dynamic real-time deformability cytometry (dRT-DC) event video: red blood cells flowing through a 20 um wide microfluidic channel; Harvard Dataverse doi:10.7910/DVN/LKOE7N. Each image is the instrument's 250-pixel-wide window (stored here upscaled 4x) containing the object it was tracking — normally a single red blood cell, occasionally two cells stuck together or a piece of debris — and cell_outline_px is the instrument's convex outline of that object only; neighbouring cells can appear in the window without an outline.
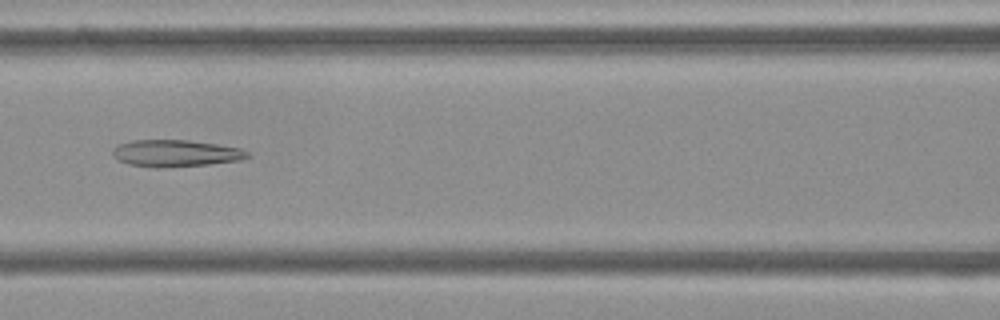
{"species": "Egyptian fruit bat (a non-hibernating species)", "species_latin": "Rousettus aegyptiacus", "temperature_condition": "cold", "stored_images_in_passage": 53, "camera_frame_rate_fps": 3000, "um_per_image_px": 0.085, "frame": {"image": 1, "passage_image": 23, "time_ms": 7.333, "image_size_px": [1000, 320], "cell_outline_px": [[248, 156], [240, 160], [208, 164], [160, 168], [152, 168], [128, 164], [116, 160], [112, 156], [112, 148], [116, 144], [132, 140], [188, 140], [216, 144], [240, 148], [248, 152]], "centroid_in_image_um": [14.83, 13.03], "position_along_channel_um": 151.8, "area_um2": 21.27}}
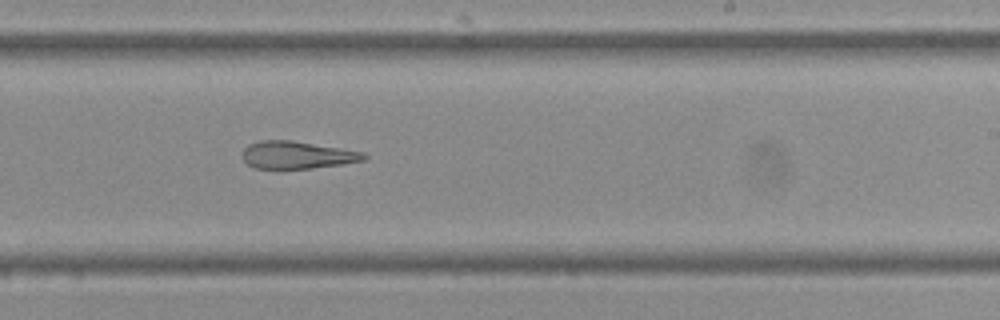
{"frame": {"image": 2, "passage_image": 32, "time_ms": 10.333, "image_size_px": [1000, 320], "cell_outline_px": [[368, 156], [364, 160], [340, 164], [312, 168], [280, 172], [256, 168], [248, 164], [240, 156], [244, 148], [248, 144], [260, 140], [292, 140], [364, 152]], "centroid_in_image_um": [25.17, 13.21], "position_along_channel_um": 263.8, "area_um2": 20.17}}
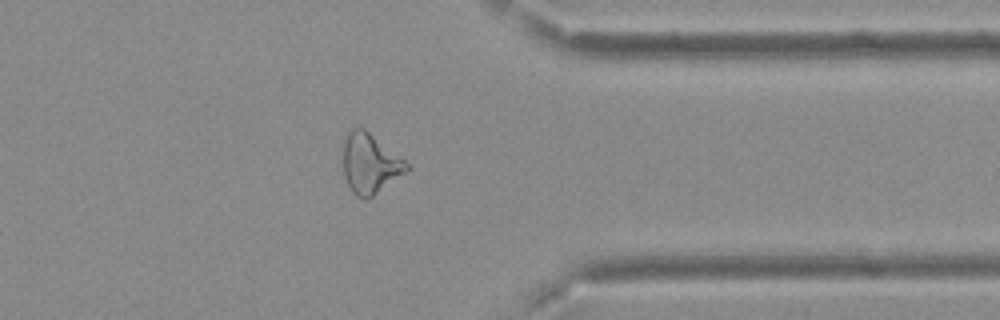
{"frame": {"image": 3, "passage_image": 42, "time_ms": 13.667, "image_size_px": [1000, 320], "cell_outline_px": [[412, 168], [372, 196], [356, 196], [352, 192], [344, 176], [344, 136], [352, 128], [364, 128], [412, 164]], "centroid_in_image_um": [31.49, 13.86], "position_along_channel_um": 379.9, "area_um2": 22.14}, "authors_computed_cell_mechanics": {"area_um2": 23.698, "velocity_mm_per_s": 3.7418, "shape_relaxation_time_tau1_ms": null, "shape_relaxation_time_tau2_ms": 5.546, "deformation_change_tau1": null, "deformation_change_tau2": 0.1958}}